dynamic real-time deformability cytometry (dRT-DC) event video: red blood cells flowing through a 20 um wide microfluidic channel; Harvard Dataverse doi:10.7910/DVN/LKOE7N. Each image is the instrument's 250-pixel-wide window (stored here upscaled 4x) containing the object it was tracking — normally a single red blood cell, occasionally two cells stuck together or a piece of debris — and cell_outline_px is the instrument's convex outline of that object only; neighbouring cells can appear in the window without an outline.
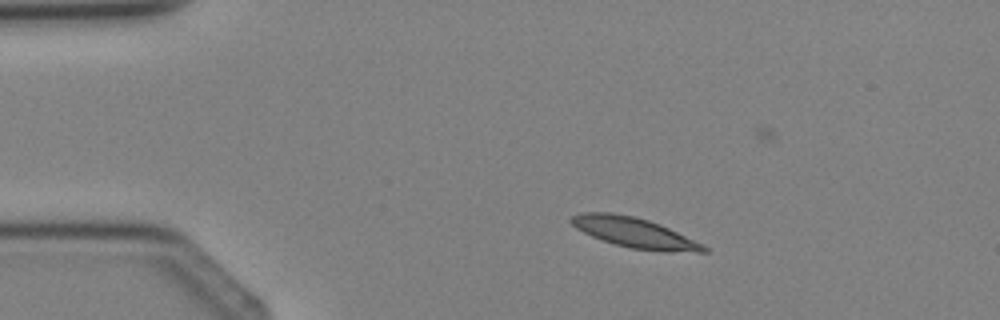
{"species": "Egyptian fruit bat (a non-hibernating species)", "species_latin": "Rousettus aegyptiacus", "temperature_condition": "cold", "stored_images_in_passage": 3, "camera_frame_rate_fps": 3000, "um_per_image_px": 0.085, "animal": {"sex": "female"}, "frame": {"image": 1, "passage_image": 2, "time_ms": 1.333, "image_size_px": [1000, 320], "cell_outline_px": [[708, 252], [664, 252], [632, 248], [616, 244], [592, 236], [576, 228], [568, 220], [572, 216], [580, 212], [612, 212], [632, 216], [648, 220], [660, 224], [704, 244], [708, 248]], "centroid_in_image_um": [53.95, 19.77], "position_along_channel_um": 31.1, "area_um2": 23.18}}